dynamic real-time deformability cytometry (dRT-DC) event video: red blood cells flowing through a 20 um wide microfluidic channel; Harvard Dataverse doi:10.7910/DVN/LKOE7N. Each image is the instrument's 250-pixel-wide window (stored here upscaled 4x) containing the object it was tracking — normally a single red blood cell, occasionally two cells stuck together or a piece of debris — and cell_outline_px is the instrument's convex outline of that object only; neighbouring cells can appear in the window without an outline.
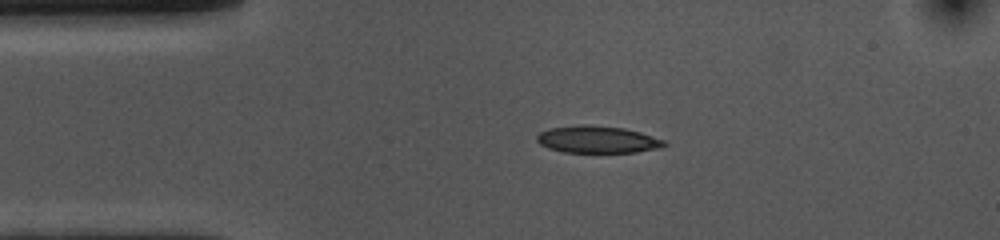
{"species": "common noctule bat (a hibernating species)", "species_latin": "Nyctalus noctula", "temperature_condition": "cold", "stored_images_in_passage": 44, "camera_frame_rate_fps": 3000, "um_per_image_px": 0.085, "animal": {"sex": "female", "body_mass_g": 10.0, "forearm_length_mm": 53.1}, "frame": {"image": 1, "passage_image": 1, "time_ms": 0.0, "image_size_px": [1000, 240], "cell_outline_px": [[668, 144], [660, 148], [636, 152], [564, 152], [548, 148], [540, 144], [536, 140], [536, 136], [540, 132], [548, 128], [580, 124], [624, 128], [640, 132], [664, 140]], "centroid_in_image_um": [50.76, 11.85], "position_along_channel_um": 34.2, "area_um2": 20.11}}
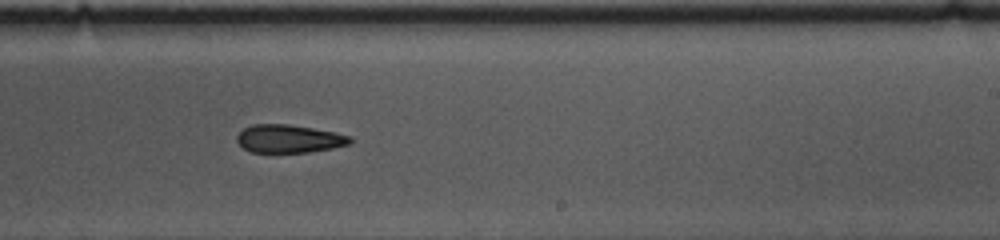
{"frame": {"image": 2, "passage_image": 22, "time_ms": 7.0, "image_size_px": [1000, 240], "cell_outline_px": [[352, 144], [332, 148], [308, 152], [252, 152], [244, 148], [236, 140], [236, 136], [244, 128], [252, 124], [288, 124], [336, 132], [352, 136]], "centroid_in_image_um": [24.6, 11.79], "position_along_channel_um": 264.4, "area_um2": 18.55}}
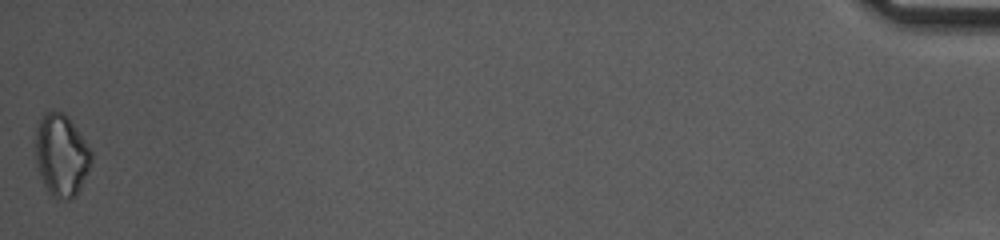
{"frame": {"image": 3, "passage_image": 44, "time_ms": 14.333, "image_size_px": [1000, 240], "cell_outline_px": [[92, 160], [88, 172], [80, 188], [68, 200], [56, 200], [48, 192], [40, 176], [36, 164], [36, 128], [44, 112], [52, 108], [64, 112], [68, 116], [92, 152]], "centroid_in_image_um": [5.2, 13.17], "position_along_channel_um": 430.0, "area_um2": 26.88}, "authors_computed_cell_mechanics": {"area_um2": 19.8254, "velocity_mm_per_s": 3.6655, "shape_relaxation_time_tau1_ms": 5.1133, "shape_relaxation_time_tau2_ms": null, "deformation_change_tau1": 0.1154, "deformation_change_tau2": null}}